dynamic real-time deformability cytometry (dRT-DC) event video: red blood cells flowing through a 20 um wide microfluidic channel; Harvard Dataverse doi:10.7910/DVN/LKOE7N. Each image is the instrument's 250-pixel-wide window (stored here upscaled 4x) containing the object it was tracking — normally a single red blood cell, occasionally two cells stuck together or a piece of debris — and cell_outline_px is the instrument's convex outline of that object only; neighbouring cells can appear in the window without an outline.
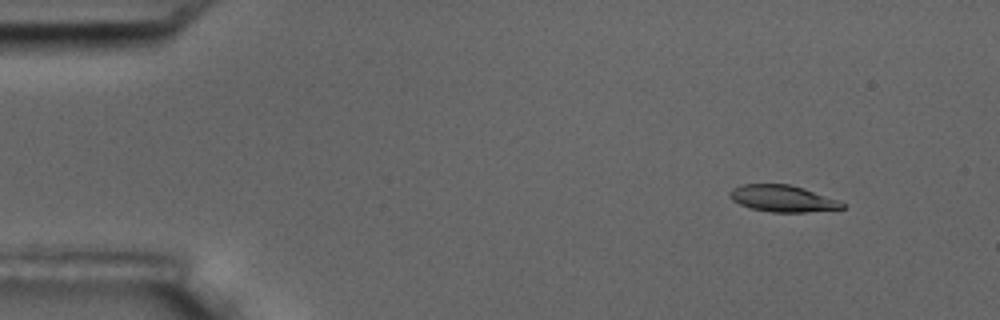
{"species": "common noctule bat (a hibernating species)", "species_latin": "Nyctalus noctula", "temperature_condition": "room temperature", "stored_images_in_passage": 7, "camera_frame_rate_fps": 3000, "um_per_image_px": 0.085, "animal": {"sex": "male", "body_mass_g": 17.5, "forearm_length_mm": 52.3}, "frame": {"image": 1, "passage_image": 3, "time_ms": 0.667, "image_size_px": [1000, 320], "cell_outline_px": [[844, 208], [808, 212], [772, 212], [752, 208], [740, 204], [732, 200], [728, 192], [732, 188], [744, 184], [788, 184], [804, 188], [836, 200], [844, 204]], "centroid_in_image_um": [66.48, 16.87], "position_along_channel_um": 18.5, "area_um2": 17.17}}